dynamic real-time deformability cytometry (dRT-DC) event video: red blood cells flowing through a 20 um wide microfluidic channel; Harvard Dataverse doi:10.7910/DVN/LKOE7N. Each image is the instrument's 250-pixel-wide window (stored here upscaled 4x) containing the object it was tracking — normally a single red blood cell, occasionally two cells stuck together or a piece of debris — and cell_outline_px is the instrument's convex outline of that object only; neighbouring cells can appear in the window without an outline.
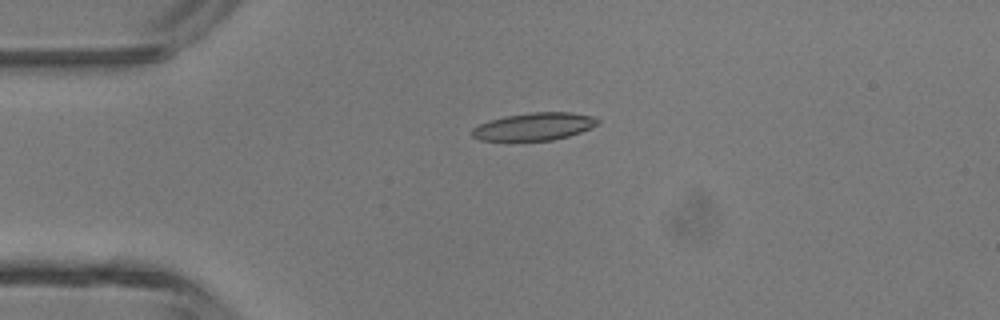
{"species": "common noctule bat (a hibernating species)", "species_latin": "Nyctalus noctula", "temperature_condition": "room temperature", "stored_images_in_passage": 30, "camera_frame_rate_fps": 3000, "um_per_image_px": 0.085, "animal": {"sex": "male", "body_mass_g": 13.3}, "frame": {"image": 1, "passage_image": 1, "time_ms": 0.0, "image_size_px": [1000, 320], "cell_outline_px": [[600, 124], [592, 128], [568, 136], [552, 140], [480, 140], [472, 136], [472, 128], [488, 120], [504, 116], [532, 112], [568, 112], [592, 116], [600, 120]], "centroid_in_image_um": [45.42, 10.74], "position_along_channel_um": 39.6, "area_um2": 20.17}}
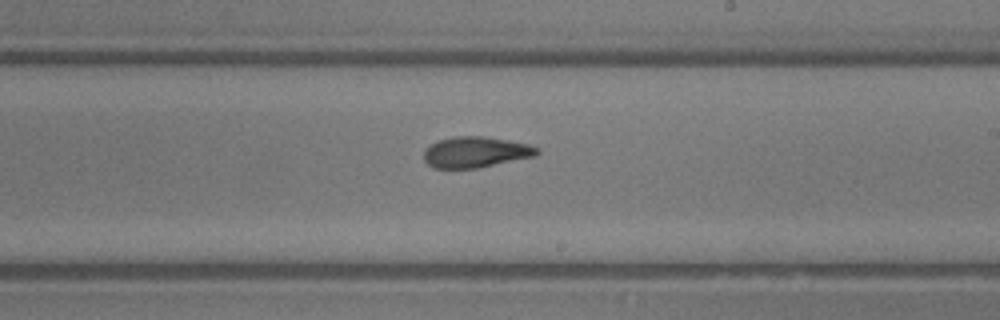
{"frame": {"image": 2, "passage_image": 17, "time_ms": 5.333, "image_size_px": [1000, 320], "cell_outline_px": [[540, 152], [536, 156], [476, 168], [432, 168], [424, 160], [424, 152], [432, 144], [440, 140], [452, 136], [480, 136], [508, 140], [528, 144], [540, 148]], "centroid_in_image_um": [40.46, 12.93], "position_along_channel_um": 248.5, "area_um2": 20.23}}
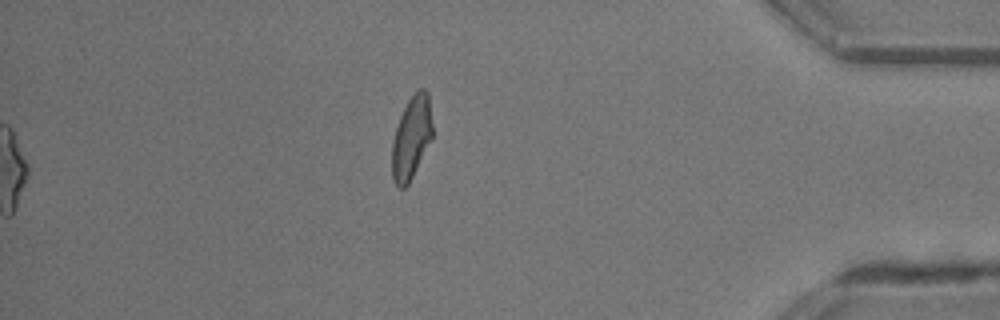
{"frame": {"image": 3, "passage_image": 30, "time_ms": 9.667, "image_size_px": [1000, 320], "cell_outline_px": [[432, 140], [408, 184], [404, 188], [400, 188], [396, 184], [392, 176], [392, 144], [396, 128], [400, 116], [408, 100], [420, 88], [424, 88], [428, 92], [432, 124]], "centroid_in_image_um": [34.98, 11.7], "position_along_channel_um": 400.2, "area_um2": 19.36}, "authors_computed_cell_mechanics": {"area_um2": 20.5479, "velocity_mm_per_s": 4.4351, "shape_relaxation_time_tau1_ms": null, "shape_relaxation_time_tau2_ms": 2.0886, "deformation_change_tau1": null, "deformation_change_tau2": 0.0895}}